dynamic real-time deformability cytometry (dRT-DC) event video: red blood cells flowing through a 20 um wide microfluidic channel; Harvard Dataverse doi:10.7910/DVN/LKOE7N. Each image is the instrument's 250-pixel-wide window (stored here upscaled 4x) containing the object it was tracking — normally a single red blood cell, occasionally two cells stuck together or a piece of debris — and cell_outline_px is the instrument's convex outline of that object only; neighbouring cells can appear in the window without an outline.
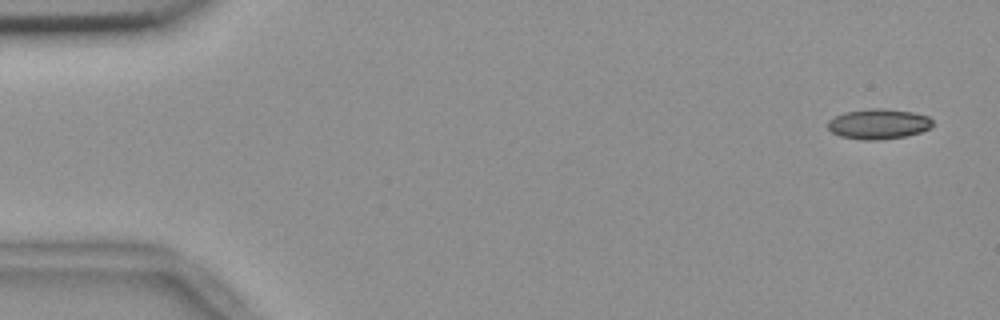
{"species": "common noctule bat (a hibernating species)", "species_latin": "Nyctalus noctula", "temperature_condition": "room temperature", "stored_images_in_passage": 5, "camera_frame_rate_fps": 3000, "um_per_image_px": 0.085, "animal": {"sex": "female", "body_mass_g": 18.4}, "frame": {"image": 1, "passage_image": 1, "time_ms": 0.0, "image_size_px": [1000, 320], "cell_outline_px": [[932, 128], [920, 132], [904, 136], [880, 140], [864, 140], [840, 136], [832, 132], [828, 128], [828, 120], [844, 112], [872, 108], [884, 108], [912, 112], [928, 116], [932, 120]], "centroid_in_image_um": [74.68, 10.53], "position_along_channel_um": 10.3, "area_um2": 18.44}}
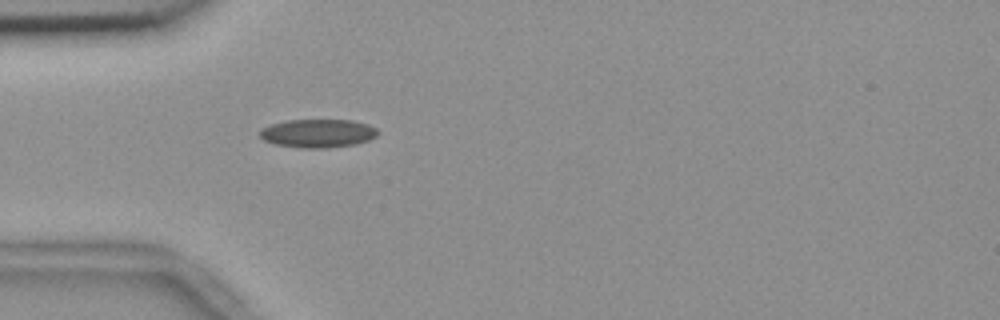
{"frame": {"image": 2, "passage_image": 5, "time_ms": 1.333, "image_size_px": [1000, 320], "cell_outline_px": [[380, 132], [376, 136], [368, 140], [352, 144], [328, 148], [304, 148], [276, 144], [264, 140], [260, 136], [260, 132], [264, 128], [272, 124], [288, 120], [352, 120], [368, 124], [376, 128]], "centroid_in_image_um": [27.05, 11.33], "position_along_channel_um": 57.9, "area_um2": 19.31}}